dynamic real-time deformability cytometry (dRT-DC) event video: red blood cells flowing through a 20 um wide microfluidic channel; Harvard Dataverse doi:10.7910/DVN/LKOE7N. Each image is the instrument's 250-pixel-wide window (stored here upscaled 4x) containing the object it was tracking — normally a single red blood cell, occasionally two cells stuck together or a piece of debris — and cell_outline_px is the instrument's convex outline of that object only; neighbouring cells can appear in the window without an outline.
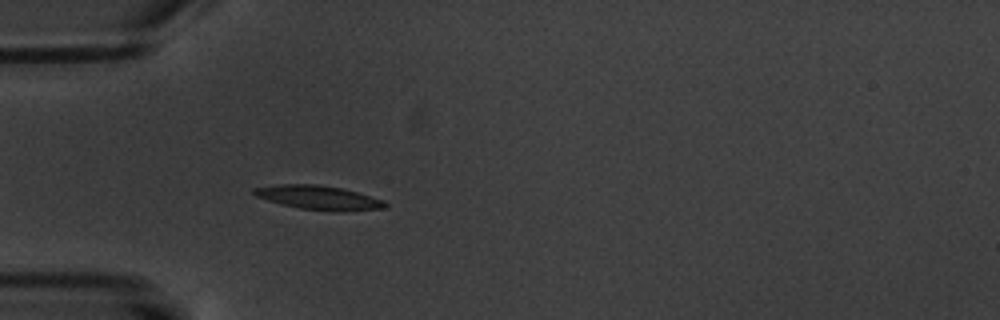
{"species": "common noctule bat (a hibernating species)", "species_latin": "Nyctalus noctula", "temperature_condition": "warm", "stored_images_in_passage": 1, "camera_frame_rate_fps": 3000, "um_per_image_px": 0.085, "animal": {"sex": "male", "body_mass_g": 20.1, "forearm_length_mm": 53.5}, "frame": {"image": 1, "passage_image": 1, "time_ms": 0.0, "image_size_px": [1000, 320], "cell_outline_px": [[388, 204], [384, 208], [340, 212], [300, 208], [280, 204], [256, 196], [252, 192], [252, 188], [280, 184], [316, 184], [340, 188], [356, 192], [384, 200]], "centroid_in_image_um": [27.08, 16.8], "position_along_channel_um": 57.9, "area_um2": 18.26}}